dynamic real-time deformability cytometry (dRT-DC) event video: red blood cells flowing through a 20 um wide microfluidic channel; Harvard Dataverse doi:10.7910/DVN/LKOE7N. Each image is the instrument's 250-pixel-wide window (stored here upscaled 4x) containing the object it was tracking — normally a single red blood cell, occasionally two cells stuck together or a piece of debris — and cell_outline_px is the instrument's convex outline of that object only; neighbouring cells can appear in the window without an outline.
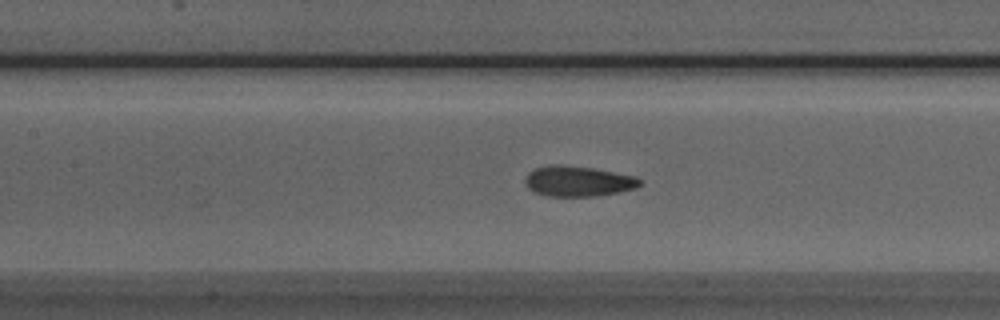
{"species": "Egyptian fruit bat (a non-hibernating species)", "species_latin": "Rousettus aegyptiacus", "temperature_condition": "room temperature", "stored_images_in_passage": 52, "segment_of_instrument_passage": [1, 2], "camera_frame_rate_fps": 3000, "um_per_image_px": 0.085, "animal": {"sex": "male"}, "frame": {"image": 1, "passage_image": 22, "time_ms": 7.0, "image_size_px": [1000, 320], "cell_outline_px": [[644, 184], [636, 188], [620, 192], [596, 196], [548, 196], [532, 192], [528, 188], [524, 180], [524, 176], [532, 168], [548, 164], [560, 164], [592, 168], [636, 176]], "centroid_in_image_um": [49.1, 15.39], "position_along_channel_um": 158.3, "area_um2": 20.75}}
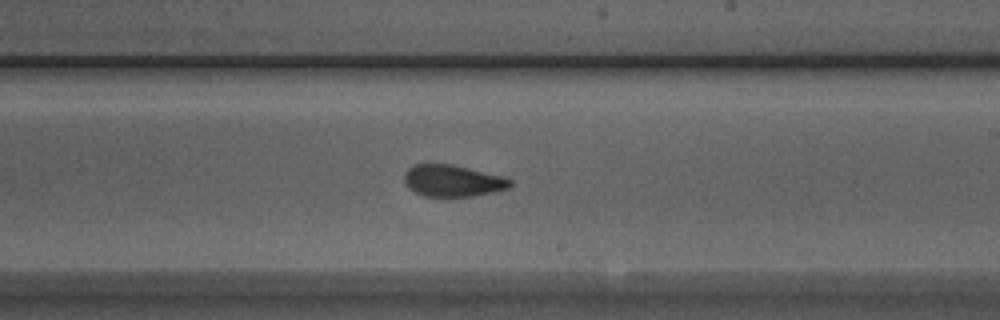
{"frame": {"image": 2, "passage_image": 29, "time_ms": 9.333, "image_size_px": [1000, 320], "cell_outline_px": [[512, 184], [508, 188], [492, 192], [472, 196], [424, 196], [408, 188], [404, 184], [404, 172], [412, 164], [452, 164], [504, 176], [512, 180]], "centroid_in_image_um": [38.45, 15.35], "position_along_channel_um": 250.5, "area_um2": 19.65}}
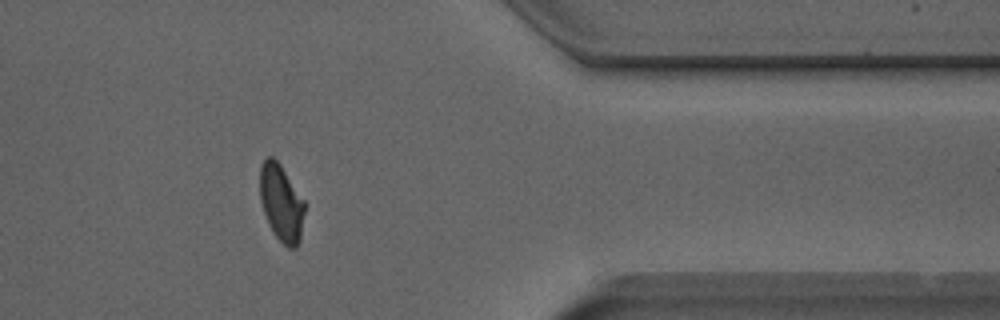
{"frame": {"image": 3, "passage_image": 41, "time_ms": 13.333, "image_size_px": [1000, 320], "cell_outline_px": [[304, 212], [300, 240], [296, 248], [288, 248], [276, 236], [268, 224], [260, 200], [260, 164], [268, 156], [272, 156], [280, 164], [304, 200]], "centroid_in_image_um": [23.9, 17.24], "position_along_channel_um": 387.5, "area_um2": 19.88}}